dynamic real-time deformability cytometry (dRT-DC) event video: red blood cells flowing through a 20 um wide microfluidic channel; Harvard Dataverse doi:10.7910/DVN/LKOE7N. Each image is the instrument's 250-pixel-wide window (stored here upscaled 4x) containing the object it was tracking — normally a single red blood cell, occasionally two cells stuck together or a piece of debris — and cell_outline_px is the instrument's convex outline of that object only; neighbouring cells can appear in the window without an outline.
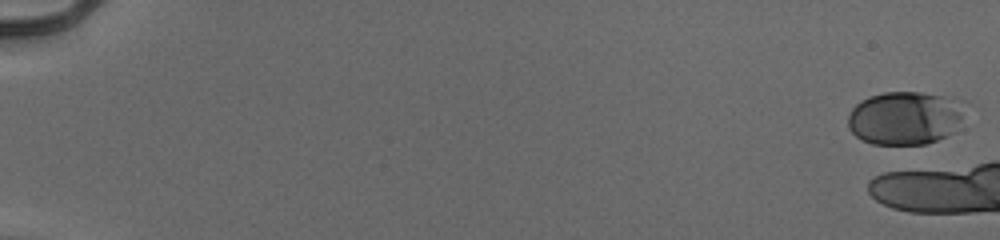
{"species": "human", "species_latin": "Homo sapiens", "temperature_condition": "cold", "stored_images_in_passage": 4, "camera_frame_rate_fps": 3000, "um_per_image_px": 0.085, "donor": {"sex": "male"}, "frame": {"image": 1, "passage_image": 1, "time_ms": 0.0, "image_size_px": [1000, 240], "cell_outline_px": [[968, 100], [960, 120], [952, 132], [936, 140], [924, 144], [872, 144], [856, 136], [848, 128], [848, 116], [852, 108], [860, 100], [868, 96], [884, 92], [920, 92]], "centroid_in_image_um": [76.93, 10.0], "position_along_channel_um": 8.1, "area_um2": 36.59}}